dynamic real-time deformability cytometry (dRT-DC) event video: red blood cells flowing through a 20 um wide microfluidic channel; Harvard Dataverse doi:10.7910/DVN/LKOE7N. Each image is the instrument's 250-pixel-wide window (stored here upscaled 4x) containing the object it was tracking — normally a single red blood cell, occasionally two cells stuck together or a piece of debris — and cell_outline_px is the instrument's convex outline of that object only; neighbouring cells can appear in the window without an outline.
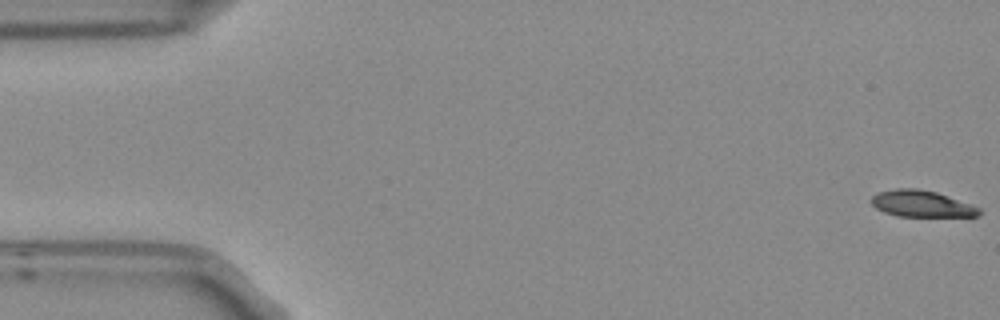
{"species": "Egyptian fruit bat (a non-hibernating species)", "species_latin": "Rousettus aegyptiacus", "temperature_condition": "room temperature", "stored_images_in_passage": 5, "camera_frame_rate_fps": 3000, "um_per_image_px": 0.085, "frame": {"image": 1, "passage_image": 1, "time_ms": 0.0, "image_size_px": [1000, 320], "cell_outline_px": [[980, 216], [896, 216], [884, 212], [876, 208], [872, 204], [872, 196], [880, 192], [896, 188], [916, 188], [936, 192], [980, 208]], "centroid_in_image_um": [78.31, 17.32], "position_along_channel_um": 6.7, "area_um2": 16.36}}
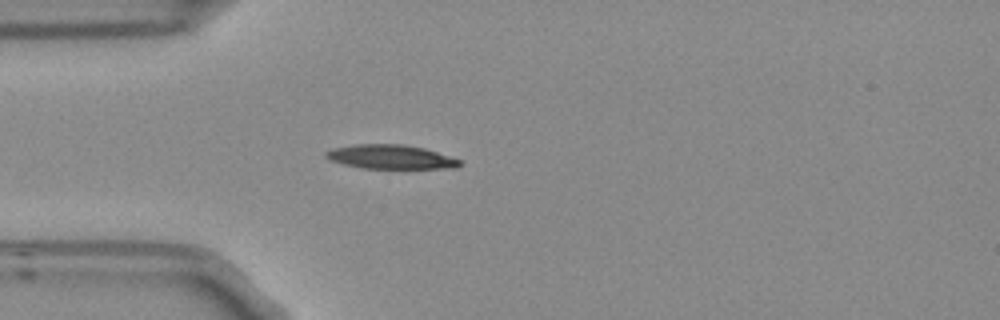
{"frame": {"image": 2, "passage_image": 5, "time_ms": 1.333, "image_size_px": [1000, 320], "cell_outline_px": [[464, 164], [456, 168], [360, 168], [344, 164], [332, 160], [324, 156], [324, 152], [332, 148], [352, 144], [404, 144], [424, 148], [460, 160]], "centroid_in_image_um": [33.19, 13.33], "position_along_channel_um": 51.8, "area_um2": 18.79}}